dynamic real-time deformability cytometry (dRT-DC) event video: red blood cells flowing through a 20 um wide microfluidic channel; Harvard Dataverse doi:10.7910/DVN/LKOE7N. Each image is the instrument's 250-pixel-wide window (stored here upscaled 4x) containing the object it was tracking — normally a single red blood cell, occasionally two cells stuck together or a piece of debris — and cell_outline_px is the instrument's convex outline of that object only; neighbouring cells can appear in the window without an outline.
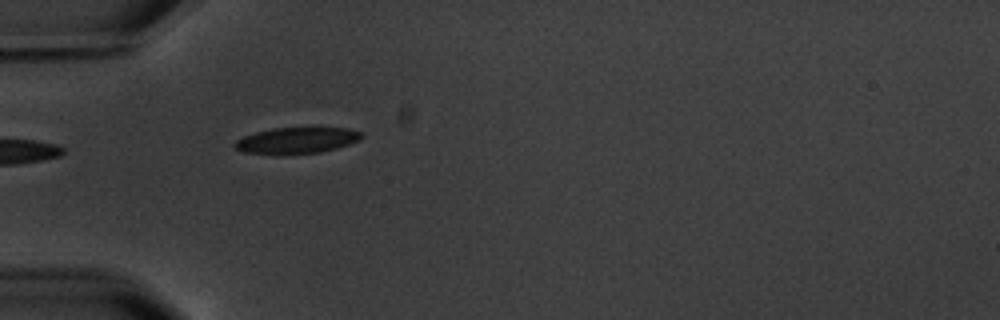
{"species": "common noctule bat (a hibernating species)", "species_latin": "Nyctalus noctula", "temperature_condition": "warm", "stored_images_in_passage": 7, "camera_frame_rate_fps": 3000, "um_per_image_px": 0.085, "animal": {"sex": "male", "body_mass_g": 20.1, "forearm_length_mm": 53.5}, "frame": {"image": 1, "passage_image": 5, "time_ms": 6.0, "image_size_px": [1000, 320], "cell_outline_px": [[364, 136], [348, 144], [336, 148], [320, 152], [284, 156], [276, 156], [244, 152], [236, 148], [232, 144], [236, 140], [244, 136], [256, 132], [272, 128], [348, 128], [360, 132]], "centroid_in_image_um": [25.15, 11.96], "position_along_channel_um": 59.9, "area_um2": 19.59}}
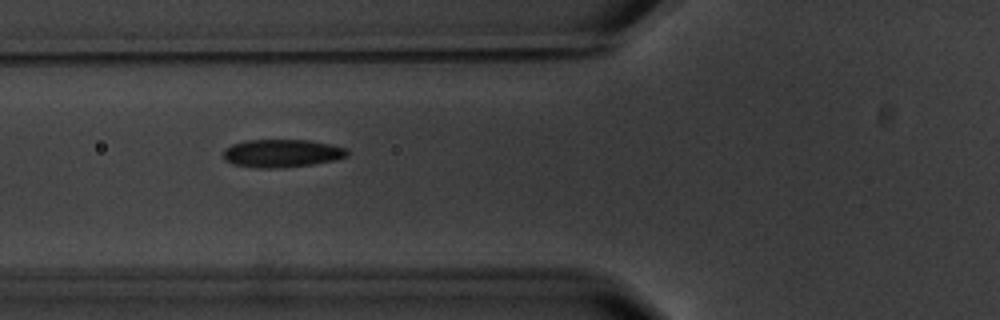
{"frame": {"image": 2, "passage_image": 6, "time_ms": 7.333, "image_size_px": [1000, 320], "cell_outline_px": [[348, 156], [332, 160], [312, 164], [276, 168], [256, 168], [232, 164], [224, 160], [224, 148], [232, 144], [244, 140], [312, 140], [348, 148]], "centroid_in_image_um": [23.94, 13.02], "position_along_channel_um": 101.9, "area_um2": 20.29}}
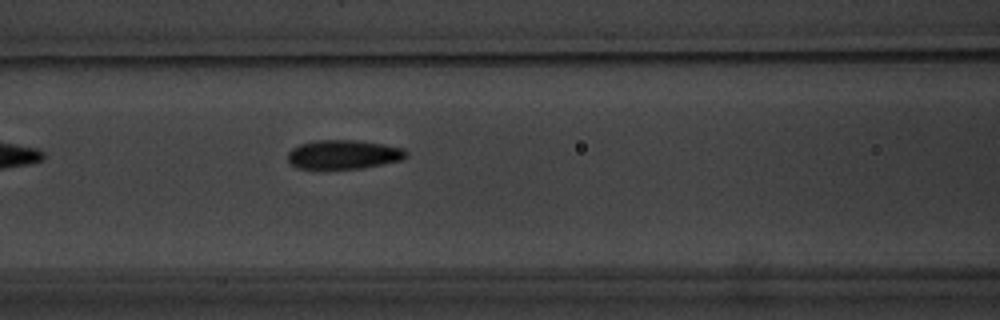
{"frame": {"image": 3, "passage_image": 7, "time_ms": 8.333, "image_size_px": [1000, 320], "cell_outline_px": [[408, 156], [400, 160], [384, 164], [360, 168], [296, 168], [288, 160], [288, 152], [292, 148], [300, 144], [316, 140], [356, 140], [384, 144], [404, 148], [408, 152]], "centroid_in_image_um": [29.22, 13.12], "position_along_channel_um": 137.4, "area_um2": 20.0}}